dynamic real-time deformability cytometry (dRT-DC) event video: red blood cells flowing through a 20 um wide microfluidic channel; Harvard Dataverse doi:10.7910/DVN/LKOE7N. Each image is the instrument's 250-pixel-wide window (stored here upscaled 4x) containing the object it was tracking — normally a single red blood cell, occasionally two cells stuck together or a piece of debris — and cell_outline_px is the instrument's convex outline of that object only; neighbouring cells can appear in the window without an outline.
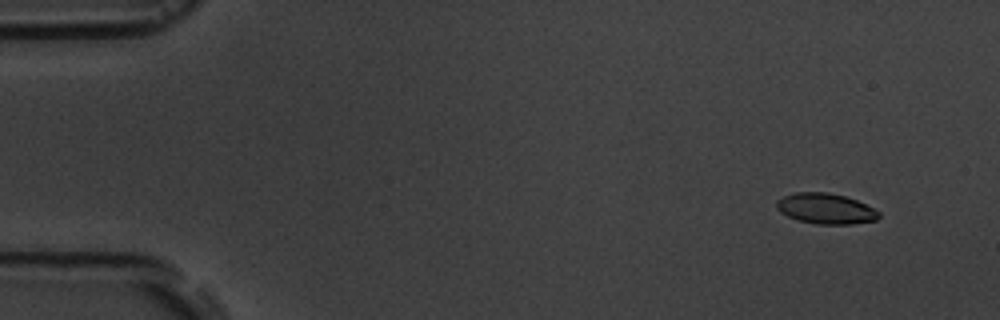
{"species": "common noctule bat (a hibernating species)", "species_latin": "Nyctalus noctula", "temperature_condition": "room temperature", "stored_images_in_passage": 7, "camera_frame_rate_fps": 3000, "um_per_image_px": 0.085, "animal": {"sex": "male", "body_mass_g": 19.5, "forearm_length_mm": 54.6}, "frame": {"image": 1, "passage_image": 2, "time_ms": 1.333, "image_size_px": [1000, 320], "cell_outline_px": [[880, 216], [876, 220], [852, 224], [816, 224], [800, 220], [788, 216], [780, 212], [776, 208], [776, 200], [784, 196], [796, 192], [828, 192], [844, 196], [856, 200], [880, 212]], "centroid_in_image_um": [70.17, 17.73], "position_along_channel_um": 14.8, "area_um2": 18.09}}
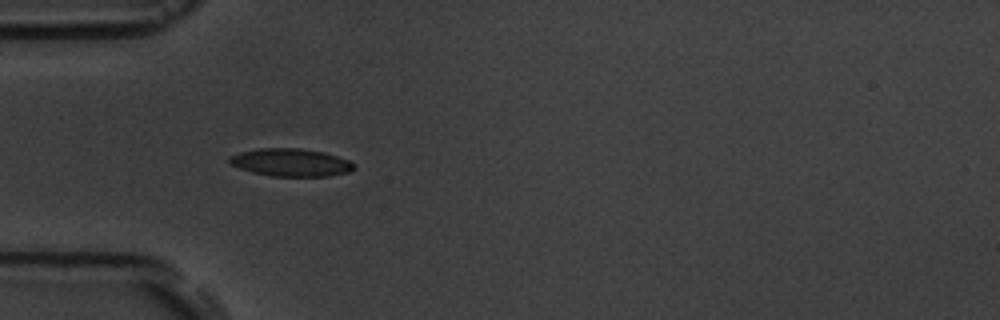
{"frame": {"image": 2, "passage_image": 6, "time_ms": 5.667, "image_size_px": [1000, 320], "cell_outline_px": [[356, 164], [348, 172], [328, 176], [272, 176], [252, 172], [228, 164], [228, 156], [240, 152], [260, 148], [300, 148], [324, 152], [348, 160]], "centroid_in_image_um": [24.67, 13.8], "position_along_channel_um": 60.3, "area_um2": 20.11}}
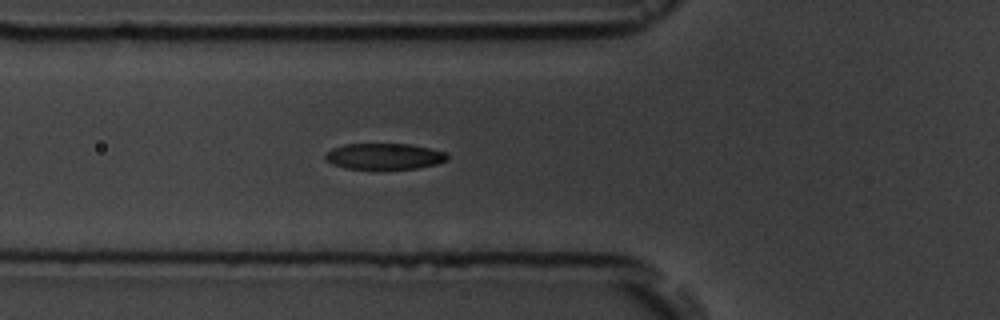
{"frame": {"image": 3, "passage_image": 7, "time_ms": 6.667, "image_size_px": [1000, 320], "cell_outline_px": [[448, 160], [436, 164], [416, 168], [344, 168], [332, 164], [324, 160], [324, 152], [332, 148], [344, 144], [412, 144], [444, 152], [448, 156]], "centroid_in_image_um": [32.6, 13.27], "position_along_channel_um": 93.2, "area_um2": 18.44}}